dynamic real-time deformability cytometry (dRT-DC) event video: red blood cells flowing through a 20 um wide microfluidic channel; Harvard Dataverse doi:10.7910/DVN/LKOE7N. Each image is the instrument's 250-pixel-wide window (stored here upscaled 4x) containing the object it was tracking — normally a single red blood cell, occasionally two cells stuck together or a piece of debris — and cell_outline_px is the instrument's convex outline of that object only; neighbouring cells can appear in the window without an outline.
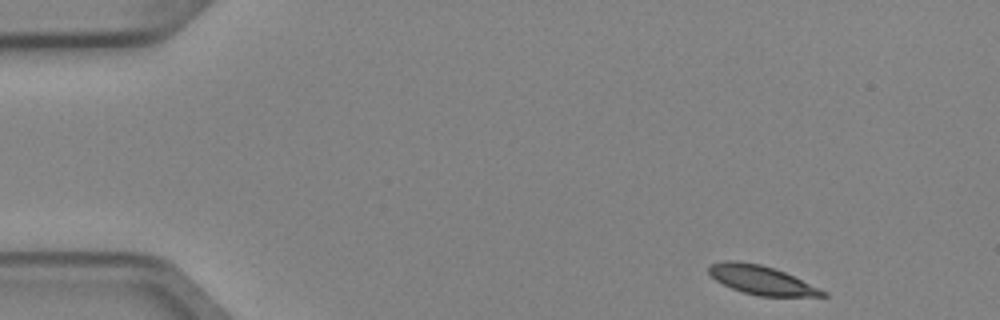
{"species": "Egyptian fruit bat (a non-hibernating species)", "species_latin": "Rousettus aegyptiacus", "temperature_condition": "cold", "stored_images_in_passage": 5, "segment_of_instrument_passage": [1, 2], "camera_frame_rate_fps": 3000, "um_per_image_px": 0.085, "animal": {"sex": "female"}, "frame": {"image": 1, "passage_image": 1, "time_ms": 0.0, "image_size_px": [1000, 320], "cell_outline_px": [[828, 296], [760, 296], [744, 292], [732, 288], [716, 280], [708, 272], [708, 268], [712, 264], [724, 260], [736, 260], [760, 264], [784, 272], [820, 288], [828, 292]], "centroid_in_image_um": [64.73, 23.8], "position_along_channel_um": 20.3, "area_um2": 18.9}}